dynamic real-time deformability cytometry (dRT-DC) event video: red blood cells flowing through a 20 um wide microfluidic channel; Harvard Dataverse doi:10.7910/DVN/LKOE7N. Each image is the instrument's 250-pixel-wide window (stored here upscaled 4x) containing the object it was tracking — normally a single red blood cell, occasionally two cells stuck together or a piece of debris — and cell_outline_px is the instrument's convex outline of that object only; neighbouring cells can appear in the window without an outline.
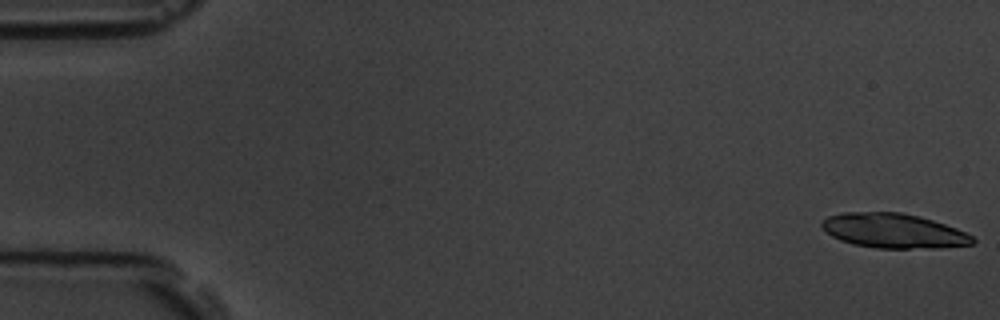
{"species": "common noctule bat (a hibernating species)", "species_latin": "Nyctalus noctula", "temperature_condition": "room temperature", "stored_images_in_passage": 6, "camera_frame_rate_fps": 3000, "um_per_image_px": 0.085, "animal": {"sex": "male", "body_mass_g": 19.5, "forearm_length_mm": 54.6}, "frame": {"image": 1, "passage_image": 1, "time_ms": 0.0, "image_size_px": [1000, 320], "cell_outline_px": [[976, 240], [972, 244], [940, 248], [876, 248], [852, 244], [840, 240], [832, 236], [820, 224], [828, 216], [844, 212], [900, 212], [920, 216], [956, 228], [972, 236]], "centroid_in_image_um": [75.96, 19.62], "position_along_channel_um": 9.0, "area_um2": 30.29}}